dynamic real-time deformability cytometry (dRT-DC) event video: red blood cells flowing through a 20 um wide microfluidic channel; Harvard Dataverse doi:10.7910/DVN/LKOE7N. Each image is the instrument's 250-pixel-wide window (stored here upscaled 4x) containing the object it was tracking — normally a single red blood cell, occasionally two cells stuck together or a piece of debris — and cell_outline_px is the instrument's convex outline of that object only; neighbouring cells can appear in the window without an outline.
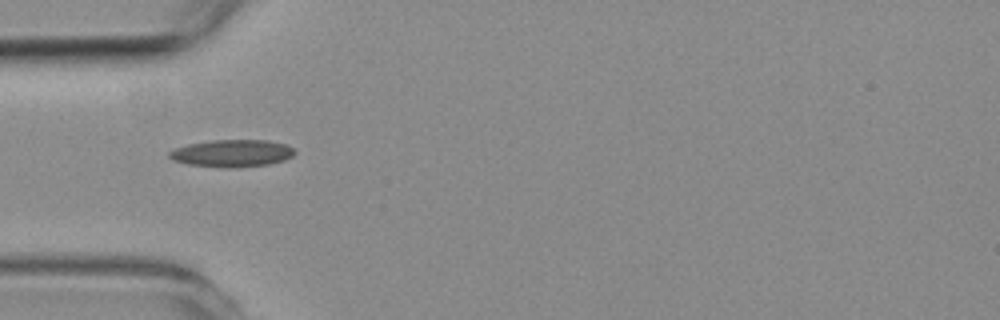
{"species": "common noctule bat (a hibernating species)", "species_latin": "Nyctalus noctula", "temperature_condition": "room temperature", "stored_images_in_passage": 3, "camera_frame_rate_fps": 3000, "um_per_image_px": 0.085, "animal": {"sex": "female", "body_mass_g": 19.3, "forearm_length_mm": 54.1}, "frame": {"image": 1, "passage_image": 2, "time_ms": 1.0, "image_size_px": [1000, 320], "cell_outline_px": [[296, 152], [292, 156], [284, 160], [268, 164], [228, 168], [188, 164], [172, 160], [168, 156], [168, 152], [176, 148], [188, 144], [212, 140], [268, 140], [288, 144]], "centroid_in_image_um": [19.73, 13.02], "position_along_channel_um": 65.3, "area_um2": 19.88}}
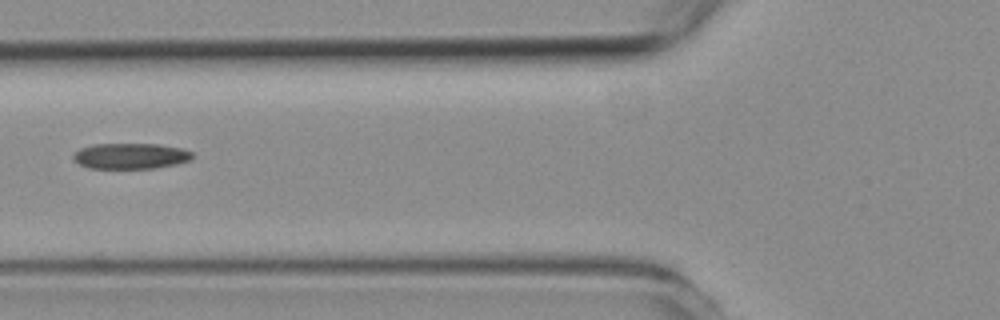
{"frame": {"image": 2, "passage_image": 3, "time_ms": 2.333, "image_size_px": [1000, 320], "cell_outline_px": [[192, 156], [188, 160], [176, 164], [156, 168], [88, 168], [72, 160], [72, 156], [80, 148], [92, 144], [160, 144], [180, 148], [192, 152]], "centroid_in_image_um": [11.06, 13.26], "position_along_channel_um": 114.7, "area_um2": 17.8}}